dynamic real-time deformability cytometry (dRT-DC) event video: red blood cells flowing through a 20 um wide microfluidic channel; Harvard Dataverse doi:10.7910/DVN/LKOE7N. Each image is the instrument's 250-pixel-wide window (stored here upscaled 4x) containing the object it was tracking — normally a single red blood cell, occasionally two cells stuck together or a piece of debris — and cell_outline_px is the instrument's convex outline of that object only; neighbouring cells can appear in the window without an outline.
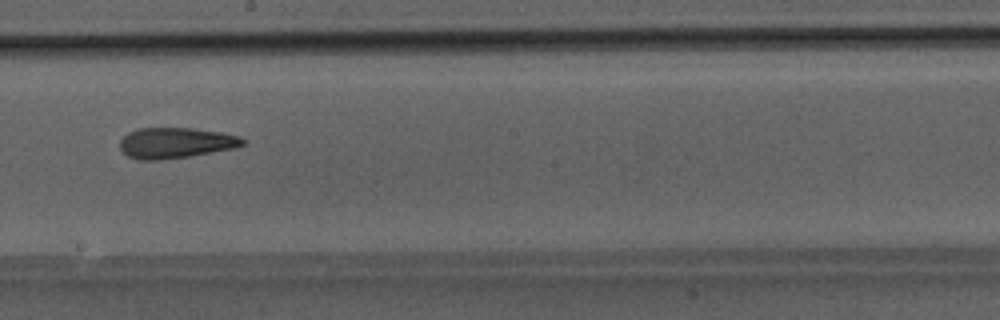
{"species": "Egyptian fruit bat (a non-hibernating species)", "species_latin": "Rousettus aegyptiacus", "temperature_condition": "room temperature", "stored_images_in_passage": 31, "camera_frame_rate_fps": 3000, "um_per_image_px": 0.085, "animal": {"sex": "male"}, "frame": {"image": 1, "passage_image": 18, "time_ms": 5.667, "image_size_px": [1000, 320], "cell_outline_px": [[244, 144], [236, 148], [188, 156], [160, 160], [136, 160], [128, 156], [120, 148], [120, 140], [128, 132], [140, 128], [192, 128], [220, 132], [240, 136], [244, 140]], "centroid_in_image_um": [14.92, 12.15], "position_along_channel_um": 233.3, "area_um2": 21.91}}
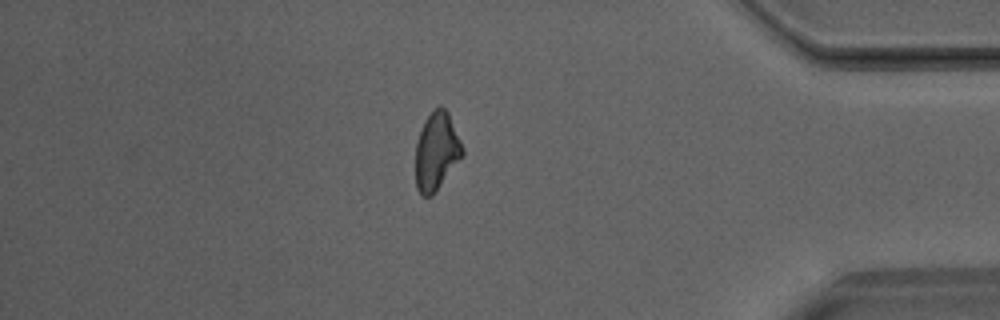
{"frame": {"image": 2, "passage_image": 31, "time_ms": 10.0, "image_size_px": [1000, 320], "cell_outline_px": [[464, 156], [432, 196], [420, 196], [416, 188], [416, 140], [424, 120], [432, 108], [440, 104], [448, 112], [464, 148]], "centroid_in_image_um": [37.11, 12.84], "position_along_channel_um": 398.1, "area_um2": 21.73}}